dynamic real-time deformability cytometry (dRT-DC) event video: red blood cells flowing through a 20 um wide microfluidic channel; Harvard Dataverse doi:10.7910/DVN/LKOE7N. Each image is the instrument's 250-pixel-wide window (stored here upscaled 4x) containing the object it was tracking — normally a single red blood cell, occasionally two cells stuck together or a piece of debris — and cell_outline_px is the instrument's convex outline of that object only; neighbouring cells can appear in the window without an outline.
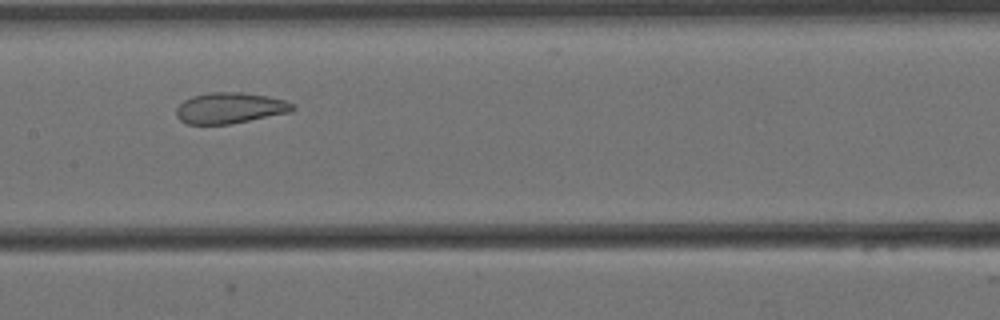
{"species": "Egyptian fruit bat (a non-hibernating species)", "species_latin": "Rousettus aegyptiacus", "temperature_condition": "cold", "stored_images_in_passage": 8, "camera_frame_rate_fps": 3000, "um_per_image_px": 0.085, "animal": {"sex": "female"}, "frame": {"image": 1, "passage_image": 6, "time_ms": 1.667, "image_size_px": [1000, 320], "cell_outline_px": [[296, 108], [292, 112], [232, 124], [188, 124], [180, 120], [176, 116], [176, 108], [184, 100], [192, 96], [208, 92], [240, 92], [268, 96], [284, 100], [296, 104]], "centroid_in_image_um": [19.58, 9.18], "position_along_channel_um": 187.8, "area_um2": 21.21}}
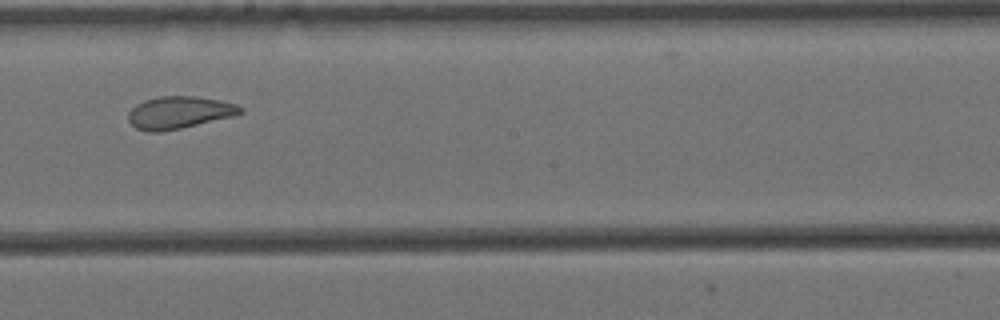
{"frame": {"image": 2, "passage_image": 7, "time_ms": 2.0, "image_size_px": [1000, 320], "cell_outline_px": [[244, 112], [236, 116], [180, 128], [156, 132], [148, 132], [136, 128], [128, 120], [128, 112], [136, 104], [144, 100], [160, 96], [196, 96], [220, 100], [236, 104], [244, 108]], "centroid_in_image_um": [15.26, 9.55], "position_along_channel_um": 232.9, "area_um2": 21.21}}
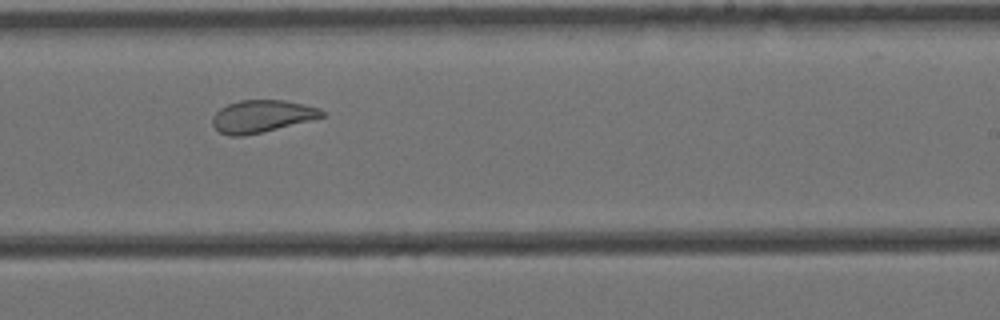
{"frame": {"image": 3, "passage_image": 8, "time_ms": 2.333, "image_size_px": [1000, 320], "cell_outline_px": [[324, 116], [244, 136], [228, 136], [220, 132], [212, 124], [212, 116], [220, 108], [228, 104], [240, 100], [284, 100], [304, 104], [320, 108], [324, 112]], "centroid_in_image_um": [22.21, 9.87], "position_along_channel_um": 266.8, "area_um2": 20.29}}